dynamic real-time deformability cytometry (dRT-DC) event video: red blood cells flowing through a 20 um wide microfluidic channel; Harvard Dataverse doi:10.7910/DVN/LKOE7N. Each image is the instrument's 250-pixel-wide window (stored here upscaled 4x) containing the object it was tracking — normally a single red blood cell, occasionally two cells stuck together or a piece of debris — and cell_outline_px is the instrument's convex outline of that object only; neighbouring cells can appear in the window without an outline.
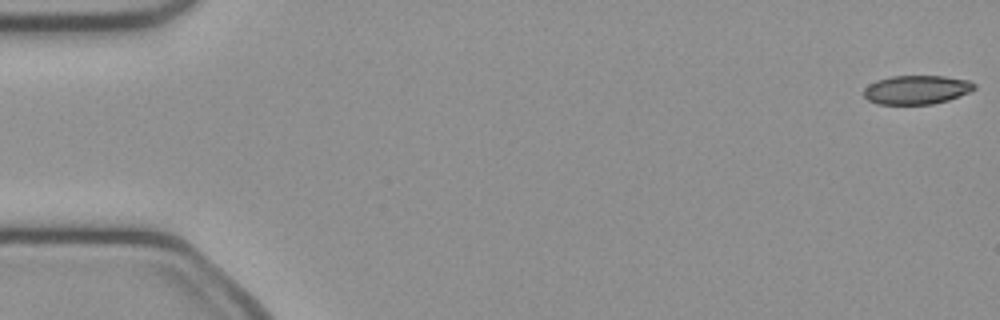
{"species": "common noctule bat (a hibernating species)", "species_latin": "Nyctalus noctula", "temperature_condition": "cold", "stored_images_in_passage": 50, "camera_frame_rate_fps": 3000, "um_per_image_px": 0.085, "animal": {"sex": "female", "body_mass_g": 21.9}, "frame": {"image": 1, "passage_image": 1, "time_ms": 0.0, "image_size_px": [1000, 320], "cell_outline_px": [[976, 88], [960, 96], [948, 100], [932, 104], [876, 104], [868, 100], [864, 96], [864, 88], [868, 84], [876, 80], [892, 76], [944, 76], [968, 80], [976, 84]], "centroid_in_image_um": [77.9, 7.63], "position_along_channel_um": 7.1, "area_um2": 18.67}}
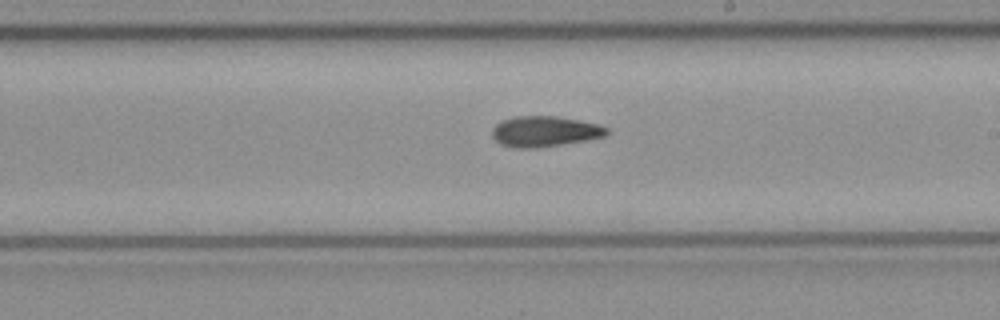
{"frame": {"image": 2, "passage_image": 29, "time_ms": 9.333, "image_size_px": [1000, 320], "cell_outline_px": [[608, 132], [604, 136], [588, 140], [536, 148], [512, 148], [500, 144], [492, 136], [492, 128], [500, 120], [516, 116], [556, 116], [580, 120], [600, 124], [608, 128]], "centroid_in_image_um": [46.28, 11.17], "position_along_channel_um": 242.7, "area_um2": 20.63}}
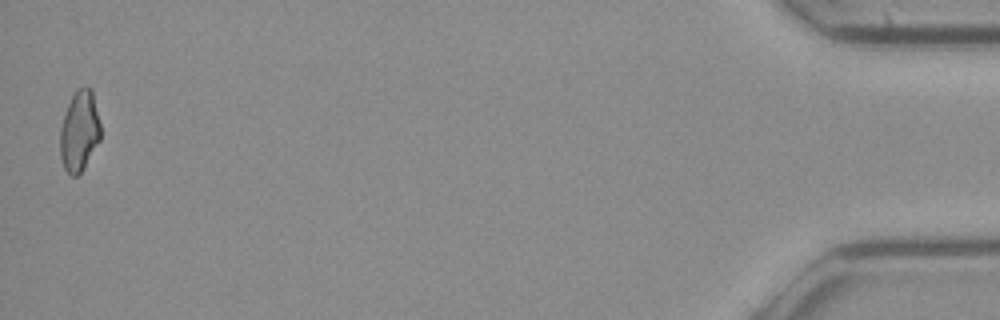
{"frame": {"image": 3, "passage_image": 50, "time_ms": 16.333, "image_size_px": [1000, 320], "cell_outline_px": [[100, 140], [84, 168], [76, 176], [72, 176], [64, 168], [60, 156], [60, 128], [68, 104], [72, 96], [80, 88], [92, 88], [100, 124]], "centroid_in_image_um": [6.75, 11.17], "position_along_channel_um": 428.5, "area_um2": 18.79}, "authors_computed_cell_mechanics": {"area_um2": 19.941, "velocity_mm_per_s": 4.0675, "shape_relaxation_time_tau1_ms": 4.9008, "shape_relaxation_time_tau2_ms": 4.6127, "deformation_change_tau1": 0.136, "deformation_change_tau2": 0.1273}}